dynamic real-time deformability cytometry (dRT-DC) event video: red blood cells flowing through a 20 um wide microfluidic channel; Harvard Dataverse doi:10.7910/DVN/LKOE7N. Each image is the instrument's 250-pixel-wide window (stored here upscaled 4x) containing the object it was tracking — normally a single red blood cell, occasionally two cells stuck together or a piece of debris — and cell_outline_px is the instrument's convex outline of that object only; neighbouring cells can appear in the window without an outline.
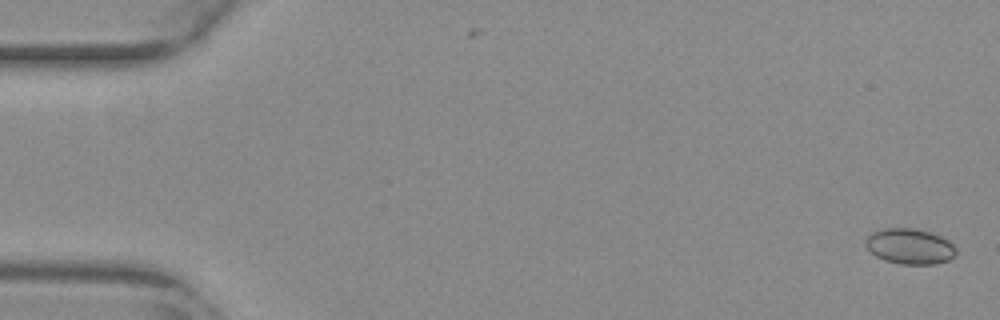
{"species": "common noctule bat (a hibernating species)", "species_latin": "Nyctalus noctula", "temperature_condition": "warm", "stored_images_in_passage": 56, "camera_frame_rate_fps": 3000, "um_per_image_px": 0.085, "animal": {"sex": "female", "body_mass_g": 29.2, "forearm_length_mm": 56.3}, "frame": {"image": 1, "passage_image": 2, "time_ms": 0.333, "image_size_px": [1000, 320], "cell_outline_px": [[956, 256], [948, 260], [936, 264], [900, 264], [884, 260], [876, 256], [864, 244], [864, 240], [872, 232], [884, 228], [916, 228], [940, 236], [948, 240], [956, 248]], "centroid_in_image_um": [77.33, 20.94], "position_along_channel_um": 7.7, "area_um2": 18.79}}
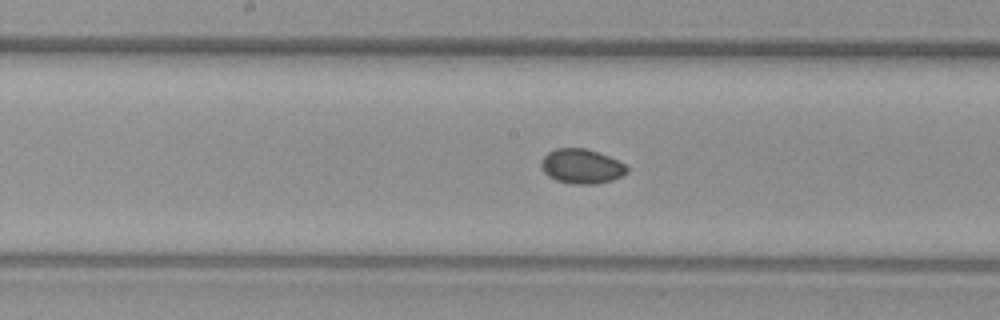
{"frame": {"image": 2, "passage_image": 29, "time_ms": 9.333, "image_size_px": [1000, 320], "cell_outline_px": [[628, 172], [612, 180], [596, 184], [572, 184], [556, 180], [548, 176], [540, 168], [540, 160], [548, 152], [556, 148], [584, 148], [608, 156], [624, 164], [628, 168]], "centroid_in_image_um": [49.39, 14.14], "position_along_channel_um": 198.8, "area_um2": 17.28}}
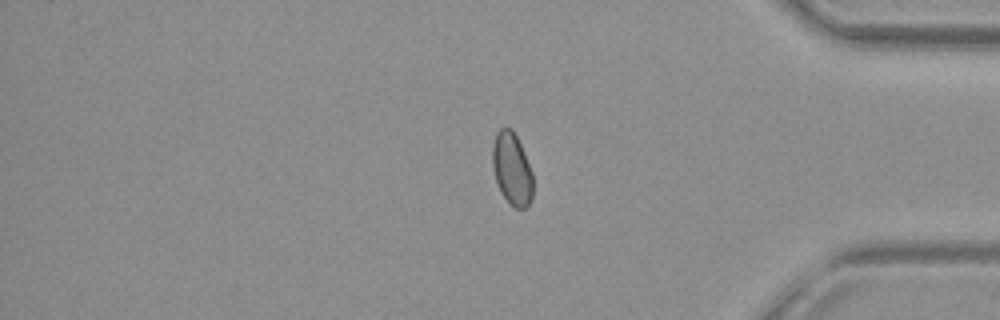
{"frame": {"image": 3, "passage_image": 46, "time_ms": 15.0, "image_size_px": [1000, 320], "cell_outline_px": [[532, 200], [524, 208], [516, 208], [508, 204], [500, 192], [492, 168], [492, 144], [496, 132], [500, 128], [512, 128], [524, 152], [532, 172]], "centroid_in_image_um": [43.49, 14.36], "position_along_channel_um": 391.7, "area_um2": 17.22}}